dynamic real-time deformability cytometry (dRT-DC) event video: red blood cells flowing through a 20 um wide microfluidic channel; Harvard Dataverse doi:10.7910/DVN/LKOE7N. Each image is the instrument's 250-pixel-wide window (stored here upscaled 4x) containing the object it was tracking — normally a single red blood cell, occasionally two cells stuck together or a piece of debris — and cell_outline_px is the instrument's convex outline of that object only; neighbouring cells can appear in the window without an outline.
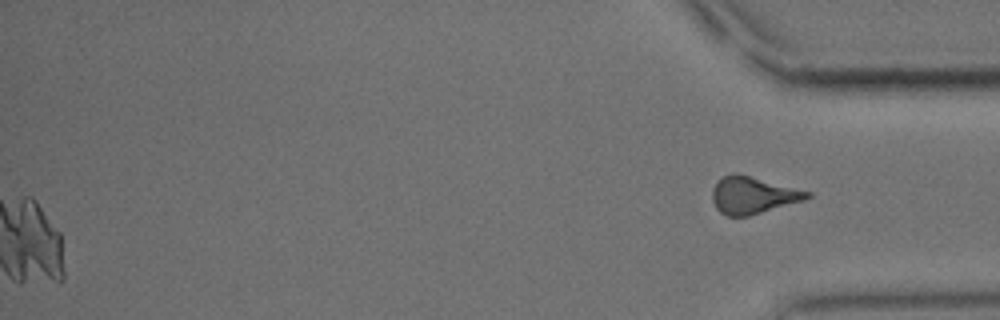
{"species": "common noctule bat (a hibernating species)", "species_latin": "Nyctalus noctula", "temperature_condition": "cold", "stored_images_in_passage": 57, "camera_frame_rate_fps": 3000, "um_per_image_px": 0.085, "animal": {"sex": "male", "body_mass_g": 15.6}, "frame": {"image": 1, "passage_image": 57, "time_ms": 18.667, "image_size_px": [1000, 320], "cell_outline_px": [[812, 196], [804, 200], [748, 216], [728, 216], [720, 212], [716, 208], [712, 200], [712, 188], [724, 176], [736, 172], [812, 192]], "centroid_in_image_um": [64.0, 16.59], "position_along_channel_um": 371.2, "area_um2": 20.35}}